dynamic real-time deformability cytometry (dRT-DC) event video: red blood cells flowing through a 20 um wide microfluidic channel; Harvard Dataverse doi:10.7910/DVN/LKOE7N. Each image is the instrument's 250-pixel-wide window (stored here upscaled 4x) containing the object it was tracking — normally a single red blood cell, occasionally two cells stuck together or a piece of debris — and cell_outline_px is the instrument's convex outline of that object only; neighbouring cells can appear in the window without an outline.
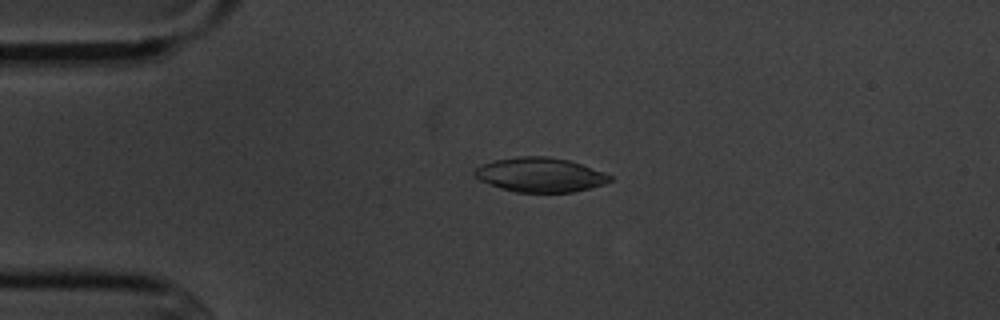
{"species": "common noctule bat (a hibernating species)", "species_latin": "Nyctalus noctula", "temperature_condition": "cold", "stored_images_in_passage": 5, "camera_frame_rate_fps": 3000, "um_per_image_px": 0.085, "animal": {"sex": "male", "body_mass_g": 20.1, "forearm_length_mm": 53.5}, "frame": {"image": 1, "passage_image": 4, "time_ms": 3.667, "image_size_px": [1000, 320], "cell_outline_px": [[612, 180], [604, 184], [572, 192], [516, 192], [500, 188], [480, 180], [472, 176], [472, 172], [476, 168], [484, 164], [496, 160], [520, 156], [548, 156], [568, 160], [604, 172], [612, 176]], "centroid_in_image_um": [45.89, 14.86], "position_along_channel_um": 39.1, "area_um2": 26.93}}